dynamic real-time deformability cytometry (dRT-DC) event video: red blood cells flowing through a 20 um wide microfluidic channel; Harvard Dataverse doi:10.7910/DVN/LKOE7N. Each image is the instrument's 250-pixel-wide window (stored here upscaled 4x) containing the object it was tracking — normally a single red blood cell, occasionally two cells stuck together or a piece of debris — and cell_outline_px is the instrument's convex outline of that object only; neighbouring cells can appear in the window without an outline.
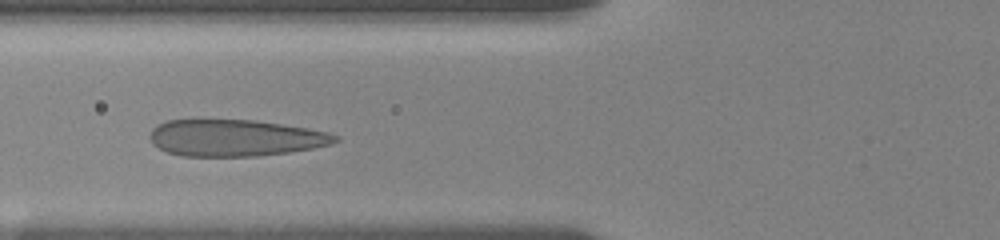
{"species": "human", "species_latin": "Homo sapiens", "temperature_condition": "room temperature", "stored_images_in_passage": 40, "camera_frame_rate_fps": 3000, "um_per_image_px": 0.085, "donor": {"sex": "female"}, "frame": {"image": 1, "passage_image": 14, "time_ms": 4.333, "image_size_px": [1000, 240], "cell_outline_px": [[340, 140], [332, 144], [312, 148], [288, 152], [256, 156], [180, 156], [168, 152], [152, 144], [148, 136], [152, 128], [156, 124], [168, 120], [192, 116], [196, 116], [256, 120], [308, 128], [328, 132], [340, 136]], "centroid_in_image_um": [19.9, 11.66], "position_along_channel_um": 105.9, "area_um2": 41.1}}
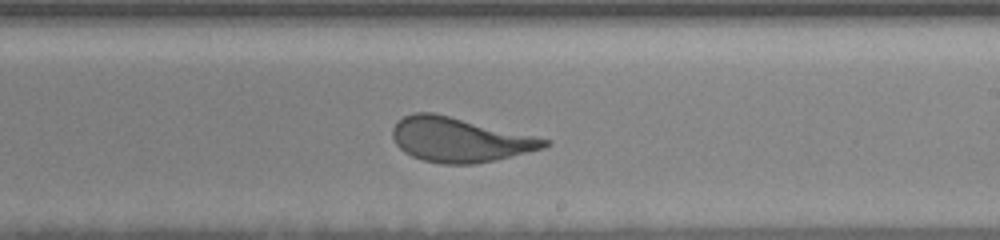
{"frame": {"image": 2, "passage_image": 26, "time_ms": 8.333, "image_size_px": [1000, 240], "cell_outline_px": [[552, 144], [544, 148], [496, 160], [476, 164], [440, 164], [424, 160], [412, 156], [404, 152], [396, 144], [392, 136], [392, 128], [404, 116], [416, 112], [432, 112], [552, 140]], "centroid_in_image_um": [39.08, 11.89], "position_along_channel_um": 249.9, "area_um2": 39.19}}
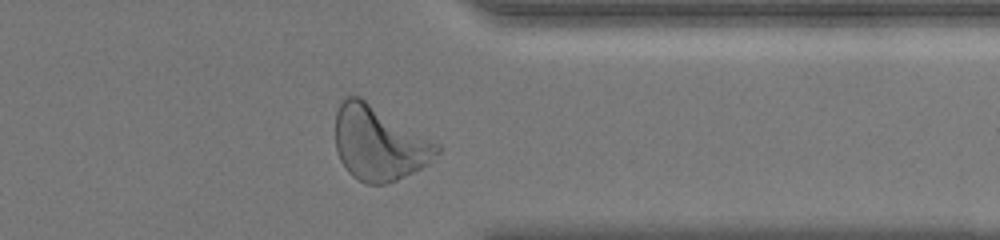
{"frame": {"image": 3, "passage_image": 37, "time_ms": 12.0, "image_size_px": [1000, 240], "cell_outline_px": [[440, 152], [428, 164], [396, 180], [384, 184], [368, 184], [352, 176], [348, 172], [340, 160], [336, 152], [336, 112], [344, 96], [360, 96], [440, 144]], "centroid_in_image_um": [32.21, 12.16], "position_along_channel_um": 379.2, "area_um2": 43.99}, "authors_computed_cell_mechanics": {"area_um2": 40.8357, "velocity_mm_per_s": 3.5927, "shape_relaxation_time_tau1_ms": 4.3348, "shape_relaxation_time_tau2_ms": null, "deformation_change_tau1": 0.1789, "deformation_change_tau2": null}}